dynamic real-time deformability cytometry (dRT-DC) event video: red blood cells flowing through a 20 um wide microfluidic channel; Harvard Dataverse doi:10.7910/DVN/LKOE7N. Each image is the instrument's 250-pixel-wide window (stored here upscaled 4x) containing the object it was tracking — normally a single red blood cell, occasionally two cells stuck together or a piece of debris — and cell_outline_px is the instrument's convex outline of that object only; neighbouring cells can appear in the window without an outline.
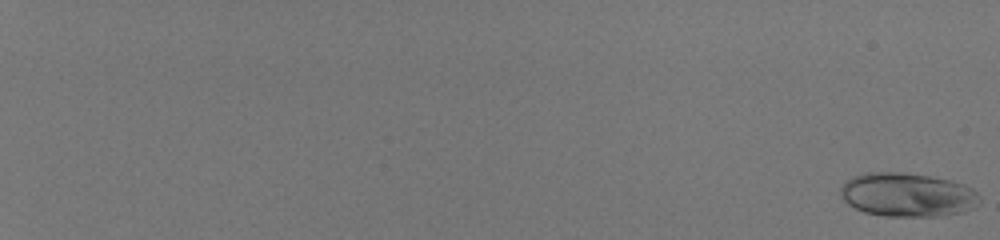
{"species": "human", "species_latin": "Homo sapiens", "temperature_condition": "room temperature", "stored_images_in_passage": 58, "camera_frame_rate_fps": 3000, "um_per_image_px": 0.085, "donor": {"sex": "male"}, "frame": {"image": 1, "passage_image": 1, "time_ms": 0.0, "image_size_px": [1000, 240], "cell_outline_px": [[980, 204], [964, 212], [936, 216], [884, 216], [864, 212], [848, 204], [840, 196], [840, 188], [852, 176], [868, 172], [900, 172], [928, 176], [948, 180], [964, 184], [972, 188], [980, 196]], "centroid_in_image_um": [77.13, 16.56], "position_along_channel_um": 7.9, "area_um2": 35.55}}
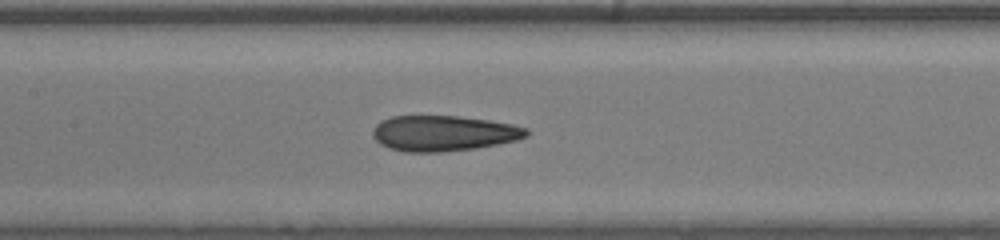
{"frame": {"image": 2, "passage_image": 35, "time_ms": 11.333, "image_size_px": [1000, 240], "cell_outline_px": [[528, 136], [516, 140], [476, 148], [440, 152], [404, 152], [388, 148], [380, 144], [372, 136], [372, 132], [376, 124], [380, 120], [392, 116], [460, 116], [488, 120], [512, 124], [528, 128]], "centroid_in_image_um": [37.67, 11.33], "position_along_channel_um": 169.7, "area_um2": 31.96}}
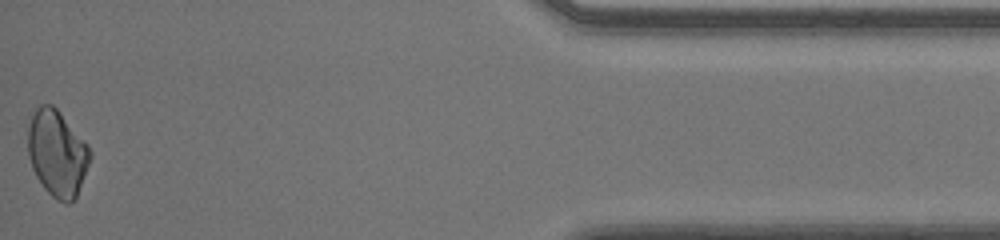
{"frame": {"image": 3, "passage_image": 58, "time_ms": 19.0, "image_size_px": [1000, 240], "cell_outline_px": [[92, 156], [76, 196], [68, 204], [64, 204], [56, 200], [44, 188], [36, 176], [32, 168], [28, 156], [28, 124], [36, 108], [40, 104], [52, 104], [60, 112], [88, 144], [92, 152]], "centroid_in_image_um": [4.86, 13.02], "position_along_channel_um": 430.3, "area_um2": 31.27}, "authors_computed_cell_mechanics": {"area_um2": 32.0212, "velocity_mm_per_s": 4.0941, "shape_relaxation_time_tau1_ms": null, "shape_relaxation_time_tau2_ms": 0.7606, "deformation_change_tau1": null, "deformation_change_tau2": 0.0518}}